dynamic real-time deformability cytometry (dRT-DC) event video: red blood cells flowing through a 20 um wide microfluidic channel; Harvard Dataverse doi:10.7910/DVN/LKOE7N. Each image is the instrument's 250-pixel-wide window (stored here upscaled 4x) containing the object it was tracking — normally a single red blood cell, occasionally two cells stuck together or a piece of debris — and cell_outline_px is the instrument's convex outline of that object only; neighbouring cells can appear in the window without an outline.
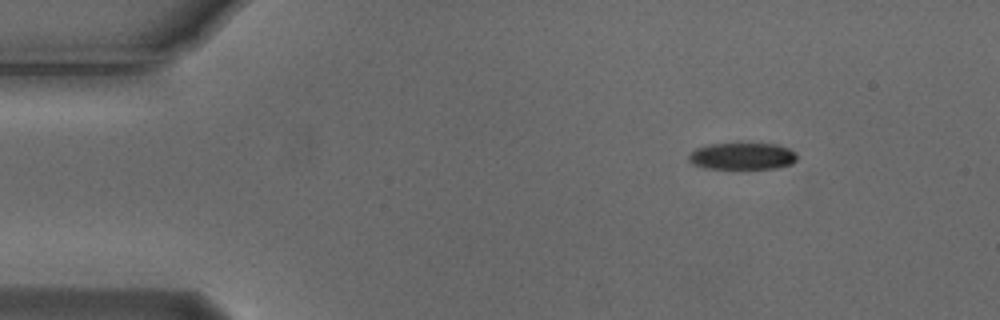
{"species": "Egyptian fruit bat (a non-hibernating species)", "species_latin": "Rousettus aegyptiacus", "temperature_condition": "cold", "stored_images_in_passage": 3, "camera_frame_rate_fps": 3000, "um_per_image_px": 0.085, "animal": {"sex": "male"}, "frame": {"image": 1, "passage_image": 1, "time_ms": 0.0, "image_size_px": [1000, 320], "cell_outline_px": [[796, 160], [792, 164], [776, 168], [704, 168], [692, 164], [688, 160], [688, 156], [696, 148], [708, 144], [740, 140], [776, 144], [788, 148], [796, 152]], "centroid_in_image_um": [63.08, 13.21], "position_along_channel_um": 21.9, "area_um2": 17.8}}